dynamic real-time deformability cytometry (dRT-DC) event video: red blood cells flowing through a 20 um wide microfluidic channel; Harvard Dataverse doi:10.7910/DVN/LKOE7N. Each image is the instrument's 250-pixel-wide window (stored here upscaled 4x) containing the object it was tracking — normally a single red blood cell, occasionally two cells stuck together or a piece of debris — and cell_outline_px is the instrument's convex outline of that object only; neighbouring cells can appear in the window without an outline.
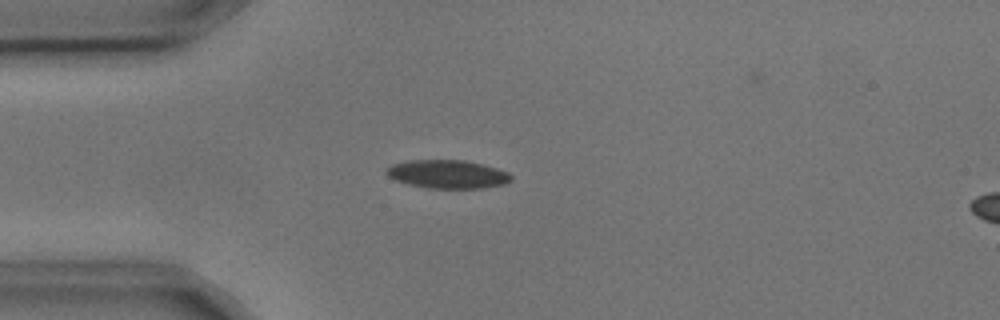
{"species": "common noctule bat (a hibernating species)", "species_latin": "Nyctalus noctula", "temperature_condition": "cold", "stored_images_in_passage": 4, "segment_of_instrument_passage": [1, 2], "camera_frame_rate_fps": 3000, "um_per_image_px": 0.085, "animal": {"sex": "male", "body_mass_g": 17.9, "forearm_length_mm": 54.2}, "frame": {"image": 1, "passage_image": 3, "time_ms": 0.667, "image_size_px": [1000, 320], "cell_outline_px": [[512, 180], [504, 184], [480, 188], [428, 188], [408, 184], [396, 180], [388, 176], [384, 172], [384, 168], [392, 164], [412, 160], [464, 160], [484, 164], [508, 172], [512, 176]], "centroid_in_image_um": [38.02, 14.8], "position_along_channel_um": 47.0, "area_um2": 20.69}}